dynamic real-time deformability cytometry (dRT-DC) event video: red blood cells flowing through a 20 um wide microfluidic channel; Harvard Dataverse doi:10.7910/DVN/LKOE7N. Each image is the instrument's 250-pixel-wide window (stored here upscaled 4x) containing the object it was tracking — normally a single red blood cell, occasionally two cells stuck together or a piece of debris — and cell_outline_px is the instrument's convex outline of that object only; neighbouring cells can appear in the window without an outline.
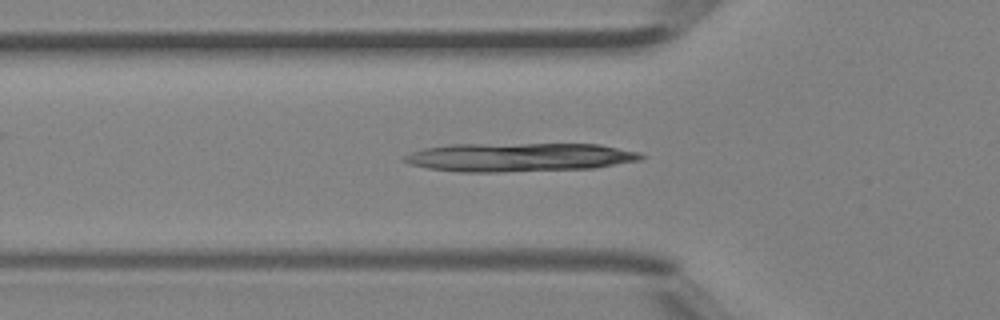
{"species": "Egyptian fruit bat (a non-hibernating species)", "species_latin": "Rousettus aegyptiacus", "temperature_condition": "room temperature", "stored_images_in_passage": 41, "camera_frame_rate_fps": 3000, "um_per_image_px": 0.085, "animal": {"sex": "female"}, "frame": {"image": 1, "passage_image": 14, "time_ms": 4.333, "image_size_px": [1000, 320], "cell_outline_px": [[644, 156], [640, 160], [596, 168], [500, 172], [456, 172], [428, 168], [408, 164], [400, 160], [400, 156], [424, 148], [448, 144], [600, 144], [640, 152]], "centroid_in_image_um": [44.08, 13.36], "position_along_channel_um": 81.7, "area_um2": 40.0}}
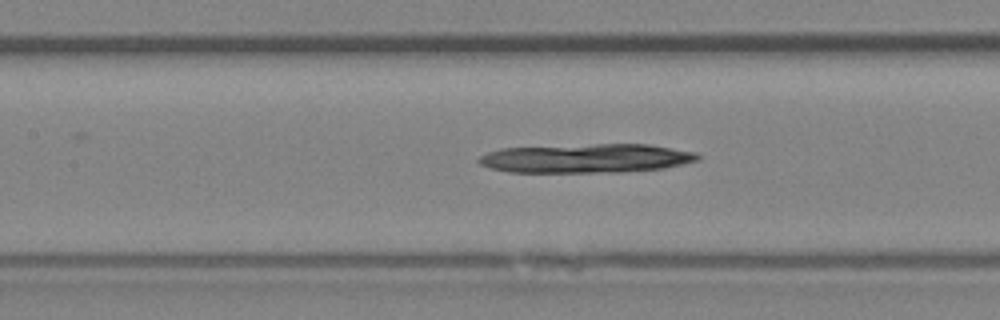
{"frame": {"image": 2, "passage_image": 19, "time_ms": 6.0, "image_size_px": [1000, 320], "cell_outline_px": [[700, 156], [696, 160], [664, 168], [620, 172], [508, 172], [492, 168], [480, 164], [476, 160], [480, 156], [488, 152], [500, 148], [596, 144], [648, 144], [696, 152]], "centroid_in_image_um": [49.79, 13.45], "position_along_channel_um": 157.6, "area_um2": 36.82}}
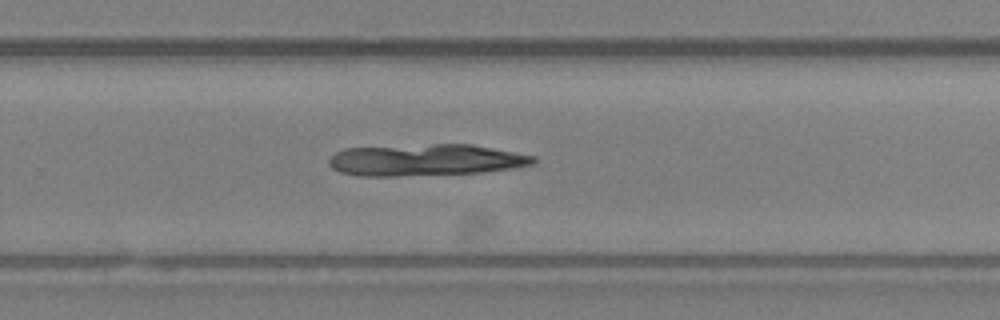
{"frame": {"image": 3, "passage_image": 28, "time_ms": 9.0, "image_size_px": [1000, 320], "cell_outline_px": [[536, 164], [516, 168], [484, 172], [396, 176], [360, 176], [340, 172], [332, 168], [328, 164], [328, 160], [336, 152], [344, 148], [436, 144], [472, 144], [536, 156]], "centroid_in_image_um": [36.21, 13.6], "position_along_channel_um": 293.6, "area_um2": 37.92}}